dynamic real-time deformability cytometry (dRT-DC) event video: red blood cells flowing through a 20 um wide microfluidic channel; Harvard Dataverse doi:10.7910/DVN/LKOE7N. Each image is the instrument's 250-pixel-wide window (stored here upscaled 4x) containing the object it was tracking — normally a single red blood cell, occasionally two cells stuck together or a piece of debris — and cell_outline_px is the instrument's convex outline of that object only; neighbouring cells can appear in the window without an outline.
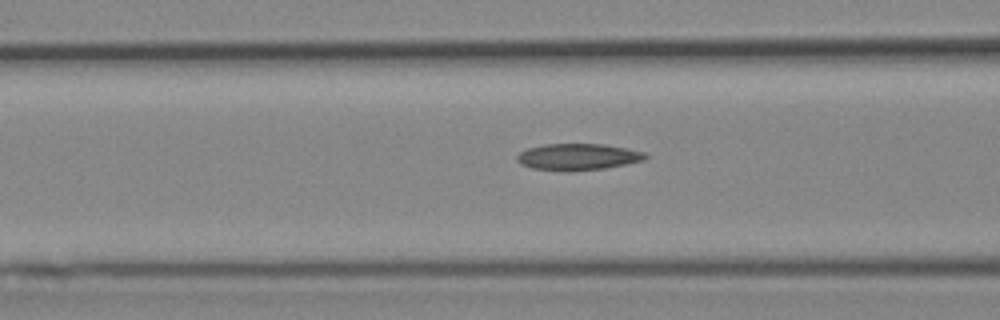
{"species": "Egyptian fruit bat (a non-hibernating species)", "species_latin": "Rousettus aegyptiacus", "temperature_condition": "cold", "stored_images_in_passage": 41, "camera_frame_rate_fps": 3000, "um_per_image_px": 0.085, "animal": {"sex": "female"}, "frame": {"image": 1, "passage_image": 20, "time_ms": 6.333, "image_size_px": [1000, 320], "cell_outline_px": [[648, 156], [644, 160], [604, 168], [568, 172], [532, 168], [520, 164], [516, 160], [516, 156], [520, 152], [528, 148], [544, 144], [604, 144], [628, 148], [644, 152]], "centroid_in_image_um": [49.1, 13.33], "position_along_channel_um": 117.5, "area_um2": 19.94}}
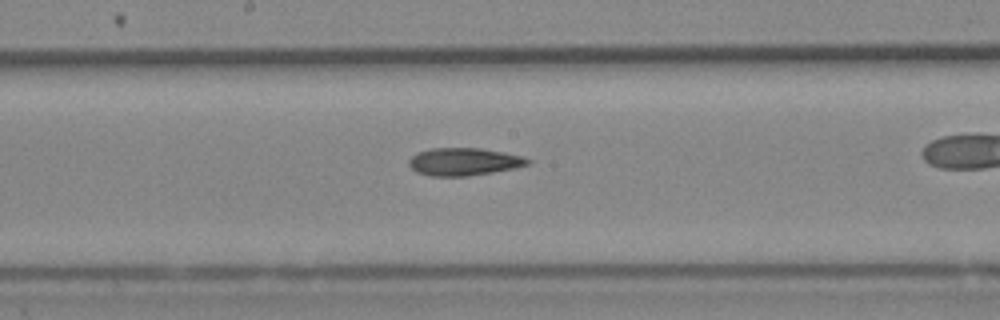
{"frame": {"image": 2, "passage_image": 27, "time_ms": 8.667, "image_size_px": [1000, 320], "cell_outline_px": [[532, 160], [528, 164], [516, 168], [468, 176], [428, 176], [416, 172], [408, 164], [408, 160], [412, 156], [420, 152], [432, 148], [480, 148], [504, 152], [524, 156]], "centroid_in_image_um": [39.45, 13.75], "position_along_channel_um": 208.8, "area_um2": 19.19}}
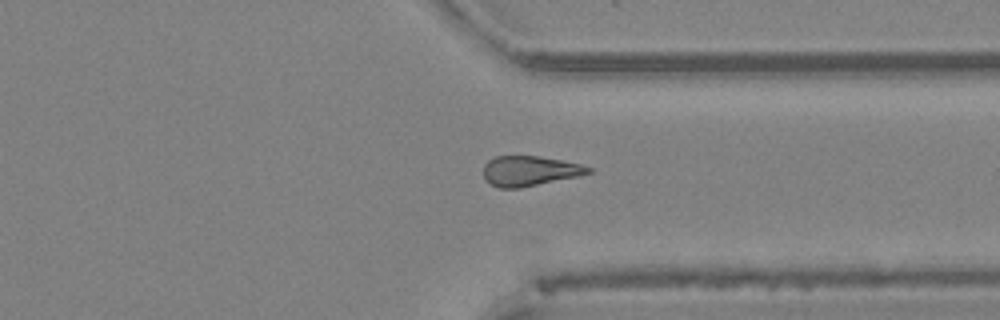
{"frame": {"image": 3, "passage_image": 39, "time_ms": 12.667, "image_size_px": [1000, 320], "cell_outline_px": [[592, 172], [580, 176], [520, 188], [500, 188], [484, 180], [484, 164], [488, 160], [496, 156], [540, 156], [580, 164], [592, 168]], "centroid_in_image_um": [45.02, 14.53], "position_along_channel_um": 366.4, "area_um2": 18.38}}